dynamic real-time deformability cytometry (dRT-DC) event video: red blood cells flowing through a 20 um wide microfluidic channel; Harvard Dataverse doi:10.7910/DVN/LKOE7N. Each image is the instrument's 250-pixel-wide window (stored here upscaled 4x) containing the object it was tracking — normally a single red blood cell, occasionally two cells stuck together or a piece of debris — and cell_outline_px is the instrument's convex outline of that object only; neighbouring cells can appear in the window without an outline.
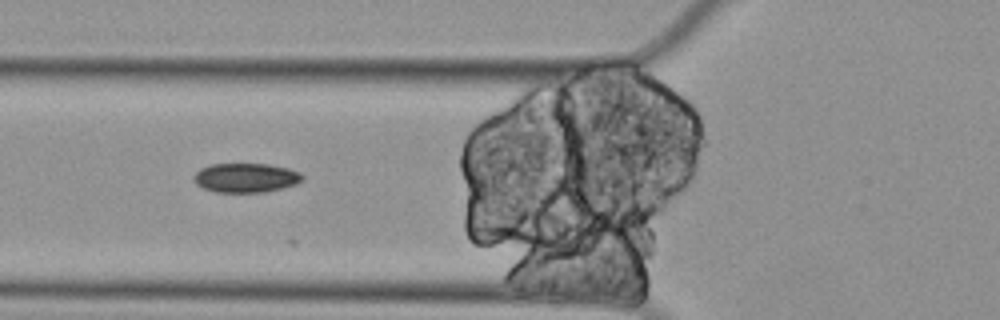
{"species": "Egyptian fruit bat (a non-hibernating species)", "species_latin": "Rousettus aegyptiacus", "temperature_condition": "cold", "stored_images_in_passage": 6, "camera_frame_rate_fps": 3000, "um_per_image_px": 0.085, "animal": {"sex": "female"}, "frame": {"image": 1, "passage_image": 6, "time_ms": 1.667, "image_size_px": [1000, 320], "cell_outline_px": [[304, 180], [296, 184], [264, 192], [216, 192], [204, 188], [196, 184], [192, 176], [200, 168], [208, 164], [268, 164], [288, 168], [300, 172], [304, 176]], "centroid_in_image_um": [20.89, 15.1], "position_along_channel_um": 104.9, "area_um2": 18.61}}